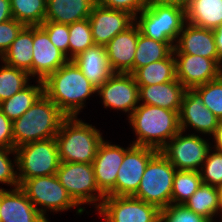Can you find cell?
Instances as JSON below:
<instances>
[{
    "label": "cell",
    "mask_w": 222,
    "mask_h": 222,
    "mask_svg": "<svg viewBox=\"0 0 222 222\" xmlns=\"http://www.w3.org/2000/svg\"><path fill=\"white\" fill-rule=\"evenodd\" d=\"M43 86L44 94L67 117H76L85 106L84 102L88 97L97 92V88L72 60L50 74L43 81Z\"/></svg>",
    "instance_id": "cell-1"
},
{
    "label": "cell",
    "mask_w": 222,
    "mask_h": 222,
    "mask_svg": "<svg viewBox=\"0 0 222 222\" xmlns=\"http://www.w3.org/2000/svg\"><path fill=\"white\" fill-rule=\"evenodd\" d=\"M128 118L137 136L133 145L160 151L180 131L179 113L159 106L140 104Z\"/></svg>",
    "instance_id": "cell-2"
},
{
    "label": "cell",
    "mask_w": 222,
    "mask_h": 222,
    "mask_svg": "<svg viewBox=\"0 0 222 222\" xmlns=\"http://www.w3.org/2000/svg\"><path fill=\"white\" fill-rule=\"evenodd\" d=\"M67 116L44 93L13 121L14 149L27 143L55 138Z\"/></svg>",
    "instance_id": "cell-3"
},
{
    "label": "cell",
    "mask_w": 222,
    "mask_h": 222,
    "mask_svg": "<svg viewBox=\"0 0 222 222\" xmlns=\"http://www.w3.org/2000/svg\"><path fill=\"white\" fill-rule=\"evenodd\" d=\"M61 162L92 164L102 133L76 117H66L55 137Z\"/></svg>",
    "instance_id": "cell-4"
},
{
    "label": "cell",
    "mask_w": 222,
    "mask_h": 222,
    "mask_svg": "<svg viewBox=\"0 0 222 222\" xmlns=\"http://www.w3.org/2000/svg\"><path fill=\"white\" fill-rule=\"evenodd\" d=\"M139 15L135 23L141 34L174 45L186 22L185 9L176 5L147 4Z\"/></svg>",
    "instance_id": "cell-5"
},
{
    "label": "cell",
    "mask_w": 222,
    "mask_h": 222,
    "mask_svg": "<svg viewBox=\"0 0 222 222\" xmlns=\"http://www.w3.org/2000/svg\"><path fill=\"white\" fill-rule=\"evenodd\" d=\"M176 168L158 151L147 163L134 198L153 204L159 209L171 204Z\"/></svg>",
    "instance_id": "cell-6"
},
{
    "label": "cell",
    "mask_w": 222,
    "mask_h": 222,
    "mask_svg": "<svg viewBox=\"0 0 222 222\" xmlns=\"http://www.w3.org/2000/svg\"><path fill=\"white\" fill-rule=\"evenodd\" d=\"M15 152L19 186L33 177L56 174L61 162L55 138L24 144Z\"/></svg>",
    "instance_id": "cell-7"
},
{
    "label": "cell",
    "mask_w": 222,
    "mask_h": 222,
    "mask_svg": "<svg viewBox=\"0 0 222 222\" xmlns=\"http://www.w3.org/2000/svg\"><path fill=\"white\" fill-rule=\"evenodd\" d=\"M56 176L78 206L101 201L94 204L100 207L105 195L97 187L92 164L60 162Z\"/></svg>",
    "instance_id": "cell-8"
},
{
    "label": "cell",
    "mask_w": 222,
    "mask_h": 222,
    "mask_svg": "<svg viewBox=\"0 0 222 222\" xmlns=\"http://www.w3.org/2000/svg\"><path fill=\"white\" fill-rule=\"evenodd\" d=\"M19 187L45 218L47 209L56 213L78 207L56 174L27 179Z\"/></svg>",
    "instance_id": "cell-9"
},
{
    "label": "cell",
    "mask_w": 222,
    "mask_h": 222,
    "mask_svg": "<svg viewBox=\"0 0 222 222\" xmlns=\"http://www.w3.org/2000/svg\"><path fill=\"white\" fill-rule=\"evenodd\" d=\"M183 133L180 130L160 152L176 170L200 171L211 149L210 144L194 133L185 136Z\"/></svg>",
    "instance_id": "cell-10"
},
{
    "label": "cell",
    "mask_w": 222,
    "mask_h": 222,
    "mask_svg": "<svg viewBox=\"0 0 222 222\" xmlns=\"http://www.w3.org/2000/svg\"><path fill=\"white\" fill-rule=\"evenodd\" d=\"M99 214L105 222H154L160 217V209L133 196H105Z\"/></svg>",
    "instance_id": "cell-11"
},
{
    "label": "cell",
    "mask_w": 222,
    "mask_h": 222,
    "mask_svg": "<svg viewBox=\"0 0 222 222\" xmlns=\"http://www.w3.org/2000/svg\"><path fill=\"white\" fill-rule=\"evenodd\" d=\"M158 152L147 146L130 144L118 169L115 196H134L149 160Z\"/></svg>",
    "instance_id": "cell-12"
},
{
    "label": "cell",
    "mask_w": 222,
    "mask_h": 222,
    "mask_svg": "<svg viewBox=\"0 0 222 222\" xmlns=\"http://www.w3.org/2000/svg\"><path fill=\"white\" fill-rule=\"evenodd\" d=\"M138 92L139 86L130 73H113L97 88V94L102 98L104 107L128 112V117L139 104Z\"/></svg>",
    "instance_id": "cell-13"
},
{
    "label": "cell",
    "mask_w": 222,
    "mask_h": 222,
    "mask_svg": "<svg viewBox=\"0 0 222 222\" xmlns=\"http://www.w3.org/2000/svg\"><path fill=\"white\" fill-rule=\"evenodd\" d=\"M174 55L176 78L187 90H193L222 75V67L214 59L190 54Z\"/></svg>",
    "instance_id": "cell-14"
},
{
    "label": "cell",
    "mask_w": 222,
    "mask_h": 222,
    "mask_svg": "<svg viewBox=\"0 0 222 222\" xmlns=\"http://www.w3.org/2000/svg\"><path fill=\"white\" fill-rule=\"evenodd\" d=\"M88 20L94 44L105 47L117 34L128 29L135 22V17L126 11L95 4Z\"/></svg>",
    "instance_id": "cell-15"
},
{
    "label": "cell",
    "mask_w": 222,
    "mask_h": 222,
    "mask_svg": "<svg viewBox=\"0 0 222 222\" xmlns=\"http://www.w3.org/2000/svg\"><path fill=\"white\" fill-rule=\"evenodd\" d=\"M126 150L105 140L98 147L92 165L97 187L105 196H115L118 169L123 162Z\"/></svg>",
    "instance_id": "cell-16"
},
{
    "label": "cell",
    "mask_w": 222,
    "mask_h": 222,
    "mask_svg": "<svg viewBox=\"0 0 222 222\" xmlns=\"http://www.w3.org/2000/svg\"><path fill=\"white\" fill-rule=\"evenodd\" d=\"M68 61L67 56L49 40L48 34L40 26H33L32 77L44 81Z\"/></svg>",
    "instance_id": "cell-17"
},
{
    "label": "cell",
    "mask_w": 222,
    "mask_h": 222,
    "mask_svg": "<svg viewBox=\"0 0 222 222\" xmlns=\"http://www.w3.org/2000/svg\"><path fill=\"white\" fill-rule=\"evenodd\" d=\"M176 43L173 54L199 55L214 59L222 67V59L217 54L212 29L185 22Z\"/></svg>",
    "instance_id": "cell-18"
},
{
    "label": "cell",
    "mask_w": 222,
    "mask_h": 222,
    "mask_svg": "<svg viewBox=\"0 0 222 222\" xmlns=\"http://www.w3.org/2000/svg\"><path fill=\"white\" fill-rule=\"evenodd\" d=\"M219 119L203 104L194 90H186L179 112L180 130L185 132L188 125L202 134L215 132Z\"/></svg>",
    "instance_id": "cell-19"
},
{
    "label": "cell",
    "mask_w": 222,
    "mask_h": 222,
    "mask_svg": "<svg viewBox=\"0 0 222 222\" xmlns=\"http://www.w3.org/2000/svg\"><path fill=\"white\" fill-rule=\"evenodd\" d=\"M0 222H49L20 187L0 188Z\"/></svg>",
    "instance_id": "cell-20"
},
{
    "label": "cell",
    "mask_w": 222,
    "mask_h": 222,
    "mask_svg": "<svg viewBox=\"0 0 222 222\" xmlns=\"http://www.w3.org/2000/svg\"><path fill=\"white\" fill-rule=\"evenodd\" d=\"M138 40V26L134 22L117 34L105 46L109 65L114 73L133 74V61Z\"/></svg>",
    "instance_id": "cell-21"
},
{
    "label": "cell",
    "mask_w": 222,
    "mask_h": 222,
    "mask_svg": "<svg viewBox=\"0 0 222 222\" xmlns=\"http://www.w3.org/2000/svg\"><path fill=\"white\" fill-rule=\"evenodd\" d=\"M138 86L139 103L144 101L142 104L180 112L182 99L187 90L180 81Z\"/></svg>",
    "instance_id": "cell-22"
},
{
    "label": "cell",
    "mask_w": 222,
    "mask_h": 222,
    "mask_svg": "<svg viewBox=\"0 0 222 222\" xmlns=\"http://www.w3.org/2000/svg\"><path fill=\"white\" fill-rule=\"evenodd\" d=\"M72 61L96 88L101 86L114 73L109 65L104 46L94 44Z\"/></svg>",
    "instance_id": "cell-23"
},
{
    "label": "cell",
    "mask_w": 222,
    "mask_h": 222,
    "mask_svg": "<svg viewBox=\"0 0 222 222\" xmlns=\"http://www.w3.org/2000/svg\"><path fill=\"white\" fill-rule=\"evenodd\" d=\"M95 0H47L45 21L70 25L89 18Z\"/></svg>",
    "instance_id": "cell-24"
},
{
    "label": "cell",
    "mask_w": 222,
    "mask_h": 222,
    "mask_svg": "<svg viewBox=\"0 0 222 222\" xmlns=\"http://www.w3.org/2000/svg\"><path fill=\"white\" fill-rule=\"evenodd\" d=\"M3 63L22 69L32 76L33 26H24L0 58Z\"/></svg>",
    "instance_id": "cell-25"
},
{
    "label": "cell",
    "mask_w": 222,
    "mask_h": 222,
    "mask_svg": "<svg viewBox=\"0 0 222 222\" xmlns=\"http://www.w3.org/2000/svg\"><path fill=\"white\" fill-rule=\"evenodd\" d=\"M185 15L186 22L213 30L222 25V0H191Z\"/></svg>",
    "instance_id": "cell-26"
},
{
    "label": "cell",
    "mask_w": 222,
    "mask_h": 222,
    "mask_svg": "<svg viewBox=\"0 0 222 222\" xmlns=\"http://www.w3.org/2000/svg\"><path fill=\"white\" fill-rule=\"evenodd\" d=\"M133 76L138 85L166 83L176 78V62L173 52L165 59L138 68Z\"/></svg>",
    "instance_id": "cell-27"
},
{
    "label": "cell",
    "mask_w": 222,
    "mask_h": 222,
    "mask_svg": "<svg viewBox=\"0 0 222 222\" xmlns=\"http://www.w3.org/2000/svg\"><path fill=\"white\" fill-rule=\"evenodd\" d=\"M172 42H159L141 34L138 28V40L133 61V73L140 67L167 58L174 49Z\"/></svg>",
    "instance_id": "cell-28"
},
{
    "label": "cell",
    "mask_w": 222,
    "mask_h": 222,
    "mask_svg": "<svg viewBox=\"0 0 222 222\" xmlns=\"http://www.w3.org/2000/svg\"><path fill=\"white\" fill-rule=\"evenodd\" d=\"M38 85H27L18 93L0 103V110L11 120L20 118L44 93L43 81Z\"/></svg>",
    "instance_id": "cell-29"
},
{
    "label": "cell",
    "mask_w": 222,
    "mask_h": 222,
    "mask_svg": "<svg viewBox=\"0 0 222 222\" xmlns=\"http://www.w3.org/2000/svg\"><path fill=\"white\" fill-rule=\"evenodd\" d=\"M194 213L213 222L220 210L218 192L215 186L202 183L196 192L184 204Z\"/></svg>",
    "instance_id": "cell-30"
},
{
    "label": "cell",
    "mask_w": 222,
    "mask_h": 222,
    "mask_svg": "<svg viewBox=\"0 0 222 222\" xmlns=\"http://www.w3.org/2000/svg\"><path fill=\"white\" fill-rule=\"evenodd\" d=\"M47 0H10L12 17L24 26H40L45 21Z\"/></svg>",
    "instance_id": "cell-31"
},
{
    "label": "cell",
    "mask_w": 222,
    "mask_h": 222,
    "mask_svg": "<svg viewBox=\"0 0 222 222\" xmlns=\"http://www.w3.org/2000/svg\"><path fill=\"white\" fill-rule=\"evenodd\" d=\"M201 184L199 171L176 170L173 178L171 204H185Z\"/></svg>",
    "instance_id": "cell-32"
},
{
    "label": "cell",
    "mask_w": 222,
    "mask_h": 222,
    "mask_svg": "<svg viewBox=\"0 0 222 222\" xmlns=\"http://www.w3.org/2000/svg\"><path fill=\"white\" fill-rule=\"evenodd\" d=\"M29 78L28 72L4 63L0 68V103L26 87Z\"/></svg>",
    "instance_id": "cell-33"
},
{
    "label": "cell",
    "mask_w": 222,
    "mask_h": 222,
    "mask_svg": "<svg viewBox=\"0 0 222 222\" xmlns=\"http://www.w3.org/2000/svg\"><path fill=\"white\" fill-rule=\"evenodd\" d=\"M93 45L92 29L88 18L69 25V60H73Z\"/></svg>",
    "instance_id": "cell-34"
},
{
    "label": "cell",
    "mask_w": 222,
    "mask_h": 222,
    "mask_svg": "<svg viewBox=\"0 0 222 222\" xmlns=\"http://www.w3.org/2000/svg\"><path fill=\"white\" fill-rule=\"evenodd\" d=\"M193 90L199 95L203 104L222 121V75Z\"/></svg>",
    "instance_id": "cell-35"
},
{
    "label": "cell",
    "mask_w": 222,
    "mask_h": 222,
    "mask_svg": "<svg viewBox=\"0 0 222 222\" xmlns=\"http://www.w3.org/2000/svg\"><path fill=\"white\" fill-rule=\"evenodd\" d=\"M208 151L206 160L200 169L202 183L217 187L222 184V152Z\"/></svg>",
    "instance_id": "cell-36"
},
{
    "label": "cell",
    "mask_w": 222,
    "mask_h": 222,
    "mask_svg": "<svg viewBox=\"0 0 222 222\" xmlns=\"http://www.w3.org/2000/svg\"><path fill=\"white\" fill-rule=\"evenodd\" d=\"M164 222H210L208 219L194 213L184 204H169L160 209Z\"/></svg>",
    "instance_id": "cell-37"
},
{
    "label": "cell",
    "mask_w": 222,
    "mask_h": 222,
    "mask_svg": "<svg viewBox=\"0 0 222 222\" xmlns=\"http://www.w3.org/2000/svg\"><path fill=\"white\" fill-rule=\"evenodd\" d=\"M40 27L48 34L49 40L69 59V25L44 21Z\"/></svg>",
    "instance_id": "cell-38"
},
{
    "label": "cell",
    "mask_w": 222,
    "mask_h": 222,
    "mask_svg": "<svg viewBox=\"0 0 222 222\" xmlns=\"http://www.w3.org/2000/svg\"><path fill=\"white\" fill-rule=\"evenodd\" d=\"M16 155L14 148H4L0 146V182L13 186L14 188L19 187V181L17 171L14 169V165L17 166V156H15L14 164L10 160V154Z\"/></svg>",
    "instance_id": "cell-39"
},
{
    "label": "cell",
    "mask_w": 222,
    "mask_h": 222,
    "mask_svg": "<svg viewBox=\"0 0 222 222\" xmlns=\"http://www.w3.org/2000/svg\"><path fill=\"white\" fill-rule=\"evenodd\" d=\"M96 4L105 8L122 10L136 17L147 6V0H95Z\"/></svg>",
    "instance_id": "cell-40"
},
{
    "label": "cell",
    "mask_w": 222,
    "mask_h": 222,
    "mask_svg": "<svg viewBox=\"0 0 222 222\" xmlns=\"http://www.w3.org/2000/svg\"><path fill=\"white\" fill-rule=\"evenodd\" d=\"M24 25L14 18L0 23V58L9 49Z\"/></svg>",
    "instance_id": "cell-41"
},
{
    "label": "cell",
    "mask_w": 222,
    "mask_h": 222,
    "mask_svg": "<svg viewBox=\"0 0 222 222\" xmlns=\"http://www.w3.org/2000/svg\"><path fill=\"white\" fill-rule=\"evenodd\" d=\"M0 146L14 148L13 121L0 110Z\"/></svg>",
    "instance_id": "cell-42"
},
{
    "label": "cell",
    "mask_w": 222,
    "mask_h": 222,
    "mask_svg": "<svg viewBox=\"0 0 222 222\" xmlns=\"http://www.w3.org/2000/svg\"><path fill=\"white\" fill-rule=\"evenodd\" d=\"M10 0H0V23L12 19Z\"/></svg>",
    "instance_id": "cell-43"
},
{
    "label": "cell",
    "mask_w": 222,
    "mask_h": 222,
    "mask_svg": "<svg viewBox=\"0 0 222 222\" xmlns=\"http://www.w3.org/2000/svg\"><path fill=\"white\" fill-rule=\"evenodd\" d=\"M148 4L176 5L186 9L191 0H147Z\"/></svg>",
    "instance_id": "cell-44"
},
{
    "label": "cell",
    "mask_w": 222,
    "mask_h": 222,
    "mask_svg": "<svg viewBox=\"0 0 222 222\" xmlns=\"http://www.w3.org/2000/svg\"><path fill=\"white\" fill-rule=\"evenodd\" d=\"M213 36L218 56L222 59V25L213 29Z\"/></svg>",
    "instance_id": "cell-45"
},
{
    "label": "cell",
    "mask_w": 222,
    "mask_h": 222,
    "mask_svg": "<svg viewBox=\"0 0 222 222\" xmlns=\"http://www.w3.org/2000/svg\"><path fill=\"white\" fill-rule=\"evenodd\" d=\"M214 138L215 150L222 152V121H219L218 126L215 129V132L212 135Z\"/></svg>",
    "instance_id": "cell-46"
},
{
    "label": "cell",
    "mask_w": 222,
    "mask_h": 222,
    "mask_svg": "<svg viewBox=\"0 0 222 222\" xmlns=\"http://www.w3.org/2000/svg\"><path fill=\"white\" fill-rule=\"evenodd\" d=\"M219 206L222 207V184L217 187Z\"/></svg>",
    "instance_id": "cell-47"
},
{
    "label": "cell",
    "mask_w": 222,
    "mask_h": 222,
    "mask_svg": "<svg viewBox=\"0 0 222 222\" xmlns=\"http://www.w3.org/2000/svg\"><path fill=\"white\" fill-rule=\"evenodd\" d=\"M154 222H164V220L161 218V216L157 219V220H155Z\"/></svg>",
    "instance_id": "cell-48"
}]
</instances>
